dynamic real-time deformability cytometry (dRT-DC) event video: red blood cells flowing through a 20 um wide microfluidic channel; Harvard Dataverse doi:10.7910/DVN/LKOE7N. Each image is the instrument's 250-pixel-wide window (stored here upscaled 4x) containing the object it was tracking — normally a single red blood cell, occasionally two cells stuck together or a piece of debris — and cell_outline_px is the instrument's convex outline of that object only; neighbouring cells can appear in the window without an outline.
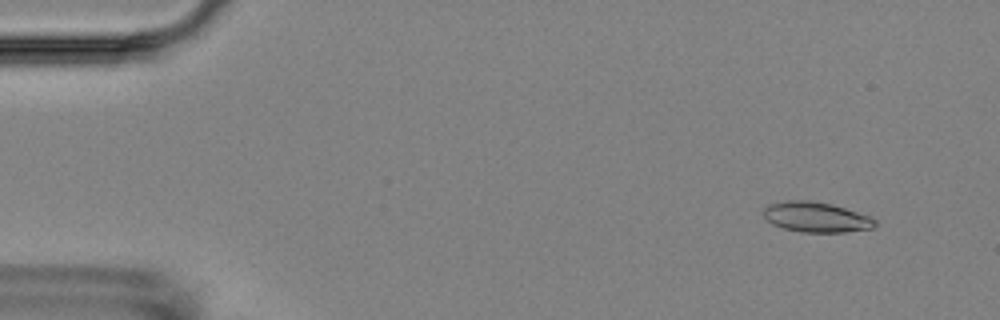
{"species": "Egyptian fruit bat (a non-hibernating species)", "species_latin": "Rousettus aegyptiacus", "temperature_condition": "room temperature", "stored_images_in_passage": 5, "camera_frame_rate_fps": 3000, "um_per_image_px": 0.085, "animal": {"sex": "female"}, "frame": {"image": 1, "passage_image": 2, "time_ms": 1.0, "image_size_px": [1000, 320], "cell_outline_px": [[876, 224], [872, 228], [844, 232], [804, 232], [784, 228], [772, 224], [764, 216], [764, 208], [768, 204], [784, 200], [808, 200], [832, 204], [868, 216], [876, 220]], "centroid_in_image_um": [69.34, 18.44], "position_along_channel_um": 15.7, "area_um2": 19.42}}